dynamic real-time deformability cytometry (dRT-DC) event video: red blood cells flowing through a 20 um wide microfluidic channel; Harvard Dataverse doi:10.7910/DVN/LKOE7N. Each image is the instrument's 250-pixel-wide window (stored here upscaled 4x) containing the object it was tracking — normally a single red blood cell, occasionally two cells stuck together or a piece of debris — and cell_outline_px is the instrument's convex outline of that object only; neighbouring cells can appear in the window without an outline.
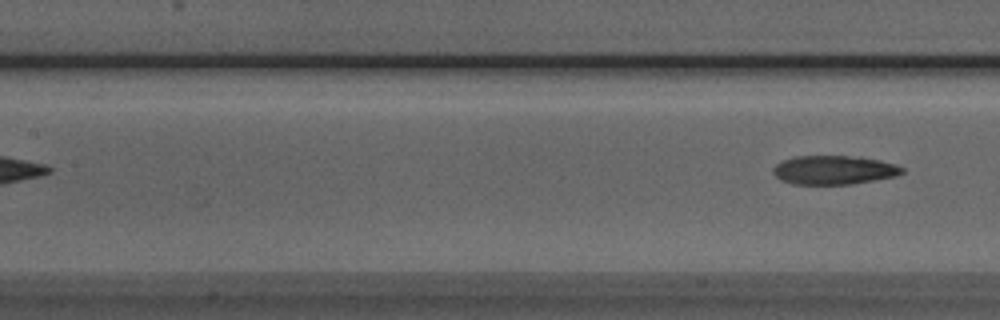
{"species": "Egyptian fruit bat (a non-hibernating species)", "species_latin": "Rousettus aegyptiacus", "temperature_condition": "room temperature", "stored_images_in_passage": 5, "camera_frame_rate_fps": 3000, "um_per_image_px": 0.085, "animal": {"sex": "male"}, "frame": {"image": 1, "passage_image": 5, "time_ms": 4.667, "image_size_px": [1000, 320], "cell_outline_px": [[904, 172], [896, 176], [848, 184], [792, 184], [780, 180], [772, 172], [772, 168], [776, 164], [784, 160], [796, 156], [860, 156], [880, 160], [896, 164], [904, 168]], "centroid_in_image_um": [70.88, 14.44], "position_along_channel_um": 136.5, "area_um2": 21.73}}